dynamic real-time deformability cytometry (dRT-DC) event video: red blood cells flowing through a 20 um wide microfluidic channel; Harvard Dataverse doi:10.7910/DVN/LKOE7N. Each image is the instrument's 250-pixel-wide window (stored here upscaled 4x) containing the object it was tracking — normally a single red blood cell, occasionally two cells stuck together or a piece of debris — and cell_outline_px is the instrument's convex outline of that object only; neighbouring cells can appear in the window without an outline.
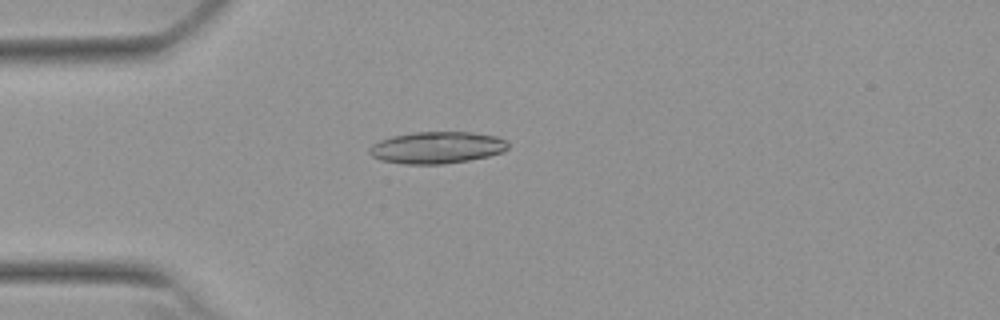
{"species": "Egyptian fruit bat (a non-hibernating species)", "species_latin": "Rousettus aegyptiacus", "temperature_condition": "warm", "stored_images_in_passage": 41, "camera_frame_rate_fps": 3000, "um_per_image_px": 0.085, "animal": {"sex": "female"}, "frame": {"image": 1, "passage_image": 2, "time_ms": 0.333, "image_size_px": [1000, 320], "cell_outline_px": [[508, 148], [504, 152], [488, 156], [468, 160], [444, 164], [404, 164], [380, 160], [372, 156], [368, 152], [368, 148], [372, 144], [380, 140], [392, 136], [416, 132], [472, 132], [496, 136], [504, 140], [508, 144]], "centroid_in_image_um": [37.12, 12.54], "position_along_channel_um": 47.9, "area_um2": 25.78}}
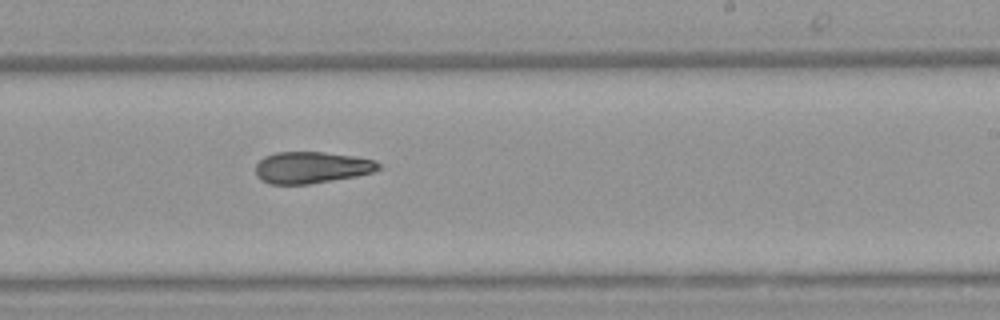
{"frame": {"image": 2, "passage_image": 20, "time_ms": 6.333, "image_size_px": [1000, 320], "cell_outline_px": [[384, 168], [376, 172], [356, 176], [308, 184], [268, 184], [260, 180], [256, 176], [256, 164], [264, 156], [276, 152], [324, 152], [356, 156], [376, 160]], "centroid_in_image_um": [26.52, 14.23], "position_along_channel_um": 262.5, "area_um2": 23.0}}
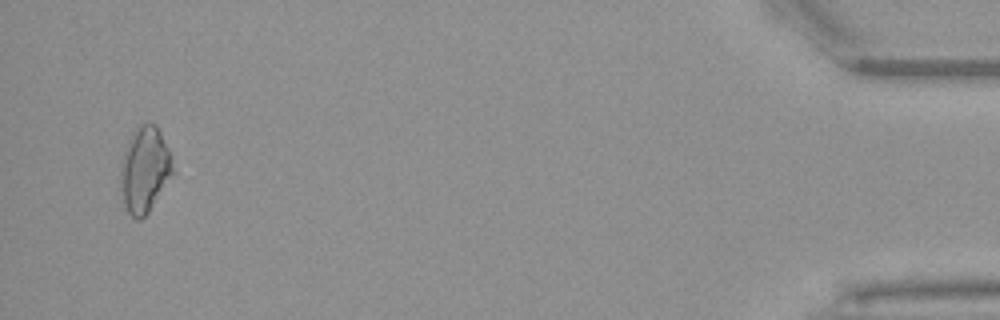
{"frame": {"image": 3, "passage_image": 39, "time_ms": 12.667, "image_size_px": [1000, 320], "cell_outline_px": [[172, 172], [148, 212], [140, 220], [136, 220], [128, 212], [124, 204], [120, 188], [120, 168], [124, 152], [128, 140], [132, 132], [140, 124], [156, 124], [172, 156]], "centroid_in_image_um": [12.26, 14.4], "position_along_channel_um": 422.9, "area_um2": 25.61}, "authors_computed_cell_mechanics": {"area_um2": 23.5824, "velocity_mm_per_s": 3.8399, "shape_relaxation_time_tau1_ms": null, "shape_relaxation_time_tau2_ms": 5.4137, "deformation_change_tau1": null, "deformation_change_tau2": 0.144}}